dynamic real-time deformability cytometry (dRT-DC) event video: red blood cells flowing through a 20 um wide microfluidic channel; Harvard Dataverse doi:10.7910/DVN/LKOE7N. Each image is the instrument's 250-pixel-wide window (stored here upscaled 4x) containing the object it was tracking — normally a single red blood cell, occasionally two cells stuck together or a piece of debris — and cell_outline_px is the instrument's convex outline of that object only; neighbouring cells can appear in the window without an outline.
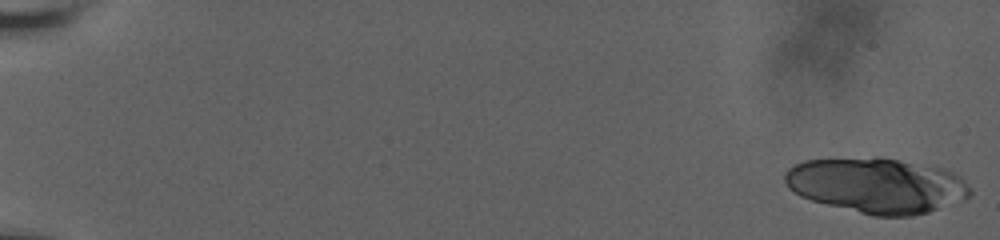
{"species": "human", "species_latin": "Homo sapiens", "temperature_condition": "room temperature", "stored_images_in_passage": 26, "camera_frame_rate_fps": 3000, "um_per_image_px": 0.085, "donor": {"sex": "male"}, "frame": {"image": 1, "passage_image": 1, "time_ms": 0.0, "image_size_px": [1000, 240], "cell_outline_px": [[972, 192], [964, 200], [928, 212], [912, 216], [872, 216], [812, 200], [800, 196], [788, 188], [784, 180], [784, 172], [788, 168], [804, 160], [876, 156], [880, 156], [944, 168], [960, 176], [972, 188]], "centroid_in_image_um": [74.54, 15.74], "position_along_channel_um": 10.5, "area_um2": 60.23}}
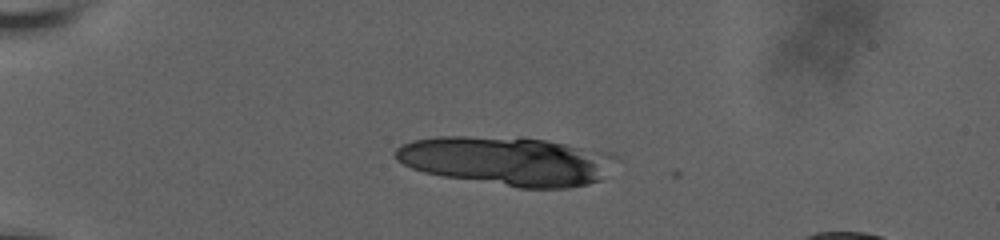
{"frame": {"image": 2, "passage_image": 18, "time_ms": 5.0, "image_size_px": [1000, 240], "cell_outline_px": [[620, 160], [600, 180], [588, 184], [568, 188], [520, 188], [444, 176], [424, 172], [412, 168], [396, 160], [396, 148], [400, 144], [412, 140], [436, 136], [520, 136], [544, 140], [612, 152], [620, 156]], "centroid_in_image_um": [43.16, 13.66], "position_along_channel_um": 41.8, "area_um2": 63.64}}